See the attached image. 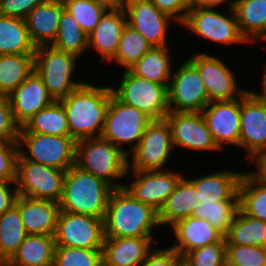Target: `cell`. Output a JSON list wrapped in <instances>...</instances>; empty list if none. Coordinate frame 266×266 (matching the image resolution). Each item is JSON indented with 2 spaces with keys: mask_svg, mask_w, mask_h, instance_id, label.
Wrapping results in <instances>:
<instances>
[{
  "mask_svg": "<svg viewBox=\"0 0 266 266\" xmlns=\"http://www.w3.org/2000/svg\"><path fill=\"white\" fill-rule=\"evenodd\" d=\"M112 94L111 86L84 82L59 100L67 115L70 137L75 141L101 137Z\"/></svg>",
  "mask_w": 266,
  "mask_h": 266,
  "instance_id": "obj_1",
  "label": "cell"
},
{
  "mask_svg": "<svg viewBox=\"0 0 266 266\" xmlns=\"http://www.w3.org/2000/svg\"><path fill=\"white\" fill-rule=\"evenodd\" d=\"M158 212L140 202L125 187L113 189L104 218L105 238L155 237L159 228Z\"/></svg>",
  "mask_w": 266,
  "mask_h": 266,
  "instance_id": "obj_2",
  "label": "cell"
},
{
  "mask_svg": "<svg viewBox=\"0 0 266 266\" xmlns=\"http://www.w3.org/2000/svg\"><path fill=\"white\" fill-rule=\"evenodd\" d=\"M113 188L78 166H71L65 174L60 211L105 218Z\"/></svg>",
  "mask_w": 266,
  "mask_h": 266,
  "instance_id": "obj_3",
  "label": "cell"
},
{
  "mask_svg": "<svg viewBox=\"0 0 266 266\" xmlns=\"http://www.w3.org/2000/svg\"><path fill=\"white\" fill-rule=\"evenodd\" d=\"M129 154L103 138L76 141L75 165L108 183L113 189L123 188L129 170Z\"/></svg>",
  "mask_w": 266,
  "mask_h": 266,
  "instance_id": "obj_4",
  "label": "cell"
},
{
  "mask_svg": "<svg viewBox=\"0 0 266 266\" xmlns=\"http://www.w3.org/2000/svg\"><path fill=\"white\" fill-rule=\"evenodd\" d=\"M17 143V160L34 161L64 171L75 165L76 141L70 136L28 132L22 126L19 127Z\"/></svg>",
  "mask_w": 266,
  "mask_h": 266,
  "instance_id": "obj_5",
  "label": "cell"
},
{
  "mask_svg": "<svg viewBox=\"0 0 266 266\" xmlns=\"http://www.w3.org/2000/svg\"><path fill=\"white\" fill-rule=\"evenodd\" d=\"M78 59L77 56L58 50L52 45L36 48L34 70L41 77L48 93L55 101L65 98L84 83V81L73 79Z\"/></svg>",
  "mask_w": 266,
  "mask_h": 266,
  "instance_id": "obj_6",
  "label": "cell"
},
{
  "mask_svg": "<svg viewBox=\"0 0 266 266\" xmlns=\"http://www.w3.org/2000/svg\"><path fill=\"white\" fill-rule=\"evenodd\" d=\"M152 121L153 119L143 111L122 103L112 93L101 138L110 141L130 155L138 146L144 130ZM126 144H129L130 151H127V148L124 149Z\"/></svg>",
  "mask_w": 266,
  "mask_h": 266,
  "instance_id": "obj_7",
  "label": "cell"
},
{
  "mask_svg": "<svg viewBox=\"0 0 266 266\" xmlns=\"http://www.w3.org/2000/svg\"><path fill=\"white\" fill-rule=\"evenodd\" d=\"M121 74L119 85L111 86L112 93L122 103L143 111L153 120L165 119L169 113L168 86L138 77L129 69Z\"/></svg>",
  "mask_w": 266,
  "mask_h": 266,
  "instance_id": "obj_8",
  "label": "cell"
},
{
  "mask_svg": "<svg viewBox=\"0 0 266 266\" xmlns=\"http://www.w3.org/2000/svg\"><path fill=\"white\" fill-rule=\"evenodd\" d=\"M228 14L214 8H203L190 5L185 21L180 25L197 35L202 40L215 42L218 45L235 46L248 44L238 28L237 16L234 9H228Z\"/></svg>",
  "mask_w": 266,
  "mask_h": 266,
  "instance_id": "obj_9",
  "label": "cell"
},
{
  "mask_svg": "<svg viewBox=\"0 0 266 266\" xmlns=\"http://www.w3.org/2000/svg\"><path fill=\"white\" fill-rule=\"evenodd\" d=\"M174 149L167 121L153 120L144 130L138 146L128 155V171L166 170Z\"/></svg>",
  "mask_w": 266,
  "mask_h": 266,
  "instance_id": "obj_10",
  "label": "cell"
},
{
  "mask_svg": "<svg viewBox=\"0 0 266 266\" xmlns=\"http://www.w3.org/2000/svg\"><path fill=\"white\" fill-rule=\"evenodd\" d=\"M66 171L29 160H17L18 195L59 203Z\"/></svg>",
  "mask_w": 266,
  "mask_h": 266,
  "instance_id": "obj_11",
  "label": "cell"
},
{
  "mask_svg": "<svg viewBox=\"0 0 266 266\" xmlns=\"http://www.w3.org/2000/svg\"><path fill=\"white\" fill-rule=\"evenodd\" d=\"M209 102L197 68L188 59L182 61L168 86L169 112H202Z\"/></svg>",
  "mask_w": 266,
  "mask_h": 266,
  "instance_id": "obj_12",
  "label": "cell"
},
{
  "mask_svg": "<svg viewBox=\"0 0 266 266\" xmlns=\"http://www.w3.org/2000/svg\"><path fill=\"white\" fill-rule=\"evenodd\" d=\"M187 59L197 68L210 102L238 99L248 91L239 88L232 68L217 55L201 52Z\"/></svg>",
  "mask_w": 266,
  "mask_h": 266,
  "instance_id": "obj_13",
  "label": "cell"
},
{
  "mask_svg": "<svg viewBox=\"0 0 266 266\" xmlns=\"http://www.w3.org/2000/svg\"><path fill=\"white\" fill-rule=\"evenodd\" d=\"M104 219L60 211L54 240L56 246L102 249Z\"/></svg>",
  "mask_w": 266,
  "mask_h": 266,
  "instance_id": "obj_14",
  "label": "cell"
},
{
  "mask_svg": "<svg viewBox=\"0 0 266 266\" xmlns=\"http://www.w3.org/2000/svg\"><path fill=\"white\" fill-rule=\"evenodd\" d=\"M165 120L170 127L175 148L197 152L222 151L213 139L201 112H169Z\"/></svg>",
  "mask_w": 266,
  "mask_h": 266,
  "instance_id": "obj_15",
  "label": "cell"
},
{
  "mask_svg": "<svg viewBox=\"0 0 266 266\" xmlns=\"http://www.w3.org/2000/svg\"><path fill=\"white\" fill-rule=\"evenodd\" d=\"M129 174L134 175V179L129 184L125 182V189L140 202L153 207L157 212L174 192L183 176L182 173L173 172L168 168L155 171H128L126 177Z\"/></svg>",
  "mask_w": 266,
  "mask_h": 266,
  "instance_id": "obj_16",
  "label": "cell"
},
{
  "mask_svg": "<svg viewBox=\"0 0 266 266\" xmlns=\"http://www.w3.org/2000/svg\"><path fill=\"white\" fill-rule=\"evenodd\" d=\"M124 11L127 25L141 33L153 46H168L169 15L161 12L150 0H126Z\"/></svg>",
  "mask_w": 266,
  "mask_h": 266,
  "instance_id": "obj_17",
  "label": "cell"
},
{
  "mask_svg": "<svg viewBox=\"0 0 266 266\" xmlns=\"http://www.w3.org/2000/svg\"><path fill=\"white\" fill-rule=\"evenodd\" d=\"M213 139L221 150L228 145L239 147L240 142V98L211 101L202 110ZM227 145V146H226Z\"/></svg>",
  "mask_w": 266,
  "mask_h": 266,
  "instance_id": "obj_18",
  "label": "cell"
},
{
  "mask_svg": "<svg viewBox=\"0 0 266 266\" xmlns=\"http://www.w3.org/2000/svg\"><path fill=\"white\" fill-rule=\"evenodd\" d=\"M246 158L266 148V101L249 90L240 98V142Z\"/></svg>",
  "mask_w": 266,
  "mask_h": 266,
  "instance_id": "obj_19",
  "label": "cell"
},
{
  "mask_svg": "<svg viewBox=\"0 0 266 266\" xmlns=\"http://www.w3.org/2000/svg\"><path fill=\"white\" fill-rule=\"evenodd\" d=\"M8 97L14 122L19 127L24 126L35 113L54 101L35 70Z\"/></svg>",
  "mask_w": 266,
  "mask_h": 266,
  "instance_id": "obj_20",
  "label": "cell"
},
{
  "mask_svg": "<svg viewBox=\"0 0 266 266\" xmlns=\"http://www.w3.org/2000/svg\"><path fill=\"white\" fill-rule=\"evenodd\" d=\"M14 206L19 210L28 234L54 236L59 203L18 195Z\"/></svg>",
  "mask_w": 266,
  "mask_h": 266,
  "instance_id": "obj_21",
  "label": "cell"
},
{
  "mask_svg": "<svg viewBox=\"0 0 266 266\" xmlns=\"http://www.w3.org/2000/svg\"><path fill=\"white\" fill-rule=\"evenodd\" d=\"M155 237L104 238L103 266H139L157 243ZM155 241V242H153Z\"/></svg>",
  "mask_w": 266,
  "mask_h": 266,
  "instance_id": "obj_22",
  "label": "cell"
},
{
  "mask_svg": "<svg viewBox=\"0 0 266 266\" xmlns=\"http://www.w3.org/2000/svg\"><path fill=\"white\" fill-rule=\"evenodd\" d=\"M126 25L124 9L107 10L88 35V51L96 50L100 54V63L110 62L118 49L119 40Z\"/></svg>",
  "mask_w": 266,
  "mask_h": 266,
  "instance_id": "obj_23",
  "label": "cell"
},
{
  "mask_svg": "<svg viewBox=\"0 0 266 266\" xmlns=\"http://www.w3.org/2000/svg\"><path fill=\"white\" fill-rule=\"evenodd\" d=\"M64 9L62 0H44L26 16V27L36 48L52 45L56 40Z\"/></svg>",
  "mask_w": 266,
  "mask_h": 266,
  "instance_id": "obj_24",
  "label": "cell"
},
{
  "mask_svg": "<svg viewBox=\"0 0 266 266\" xmlns=\"http://www.w3.org/2000/svg\"><path fill=\"white\" fill-rule=\"evenodd\" d=\"M175 244L170 246L181 256L186 252L205 245L219 242L224 235L213 227L207 220L189 216L178 220L171 226Z\"/></svg>",
  "mask_w": 266,
  "mask_h": 266,
  "instance_id": "obj_25",
  "label": "cell"
},
{
  "mask_svg": "<svg viewBox=\"0 0 266 266\" xmlns=\"http://www.w3.org/2000/svg\"><path fill=\"white\" fill-rule=\"evenodd\" d=\"M220 170L204 174L201 177L188 178L194 184L200 202L212 203L227 199H239L238 188L243 172L230 169Z\"/></svg>",
  "mask_w": 266,
  "mask_h": 266,
  "instance_id": "obj_26",
  "label": "cell"
},
{
  "mask_svg": "<svg viewBox=\"0 0 266 266\" xmlns=\"http://www.w3.org/2000/svg\"><path fill=\"white\" fill-rule=\"evenodd\" d=\"M184 176L158 212L160 227L165 225L170 227L178 220L192 216L194 209L200 203L194 184Z\"/></svg>",
  "mask_w": 266,
  "mask_h": 266,
  "instance_id": "obj_27",
  "label": "cell"
},
{
  "mask_svg": "<svg viewBox=\"0 0 266 266\" xmlns=\"http://www.w3.org/2000/svg\"><path fill=\"white\" fill-rule=\"evenodd\" d=\"M55 248L54 236L28 234L3 266H53Z\"/></svg>",
  "mask_w": 266,
  "mask_h": 266,
  "instance_id": "obj_28",
  "label": "cell"
},
{
  "mask_svg": "<svg viewBox=\"0 0 266 266\" xmlns=\"http://www.w3.org/2000/svg\"><path fill=\"white\" fill-rule=\"evenodd\" d=\"M238 28L248 43L266 41V0H237Z\"/></svg>",
  "mask_w": 266,
  "mask_h": 266,
  "instance_id": "obj_29",
  "label": "cell"
},
{
  "mask_svg": "<svg viewBox=\"0 0 266 266\" xmlns=\"http://www.w3.org/2000/svg\"><path fill=\"white\" fill-rule=\"evenodd\" d=\"M170 47H152L129 70L146 80L169 86L173 72Z\"/></svg>",
  "mask_w": 266,
  "mask_h": 266,
  "instance_id": "obj_30",
  "label": "cell"
},
{
  "mask_svg": "<svg viewBox=\"0 0 266 266\" xmlns=\"http://www.w3.org/2000/svg\"><path fill=\"white\" fill-rule=\"evenodd\" d=\"M25 19L0 15V55L35 54Z\"/></svg>",
  "mask_w": 266,
  "mask_h": 266,
  "instance_id": "obj_31",
  "label": "cell"
},
{
  "mask_svg": "<svg viewBox=\"0 0 266 266\" xmlns=\"http://www.w3.org/2000/svg\"><path fill=\"white\" fill-rule=\"evenodd\" d=\"M225 239L226 245L265 247L266 222L248 216L239 209Z\"/></svg>",
  "mask_w": 266,
  "mask_h": 266,
  "instance_id": "obj_32",
  "label": "cell"
},
{
  "mask_svg": "<svg viewBox=\"0 0 266 266\" xmlns=\"http://www.w3.org/2000/svg\"><path fill=\"white\" fill-rule=\"evenodd\" d=\"M34 70V54L0 55V94L9 95Z\"/></svg>",
  "mask_w": 266,
  "mask_h": 266,
  "instance_id": "obj_33",
  "label": "cell"
},
{
  "mask_svg": "<svg viewBox=\"0 0 266 266\" xmlns=\"http://www.w3.org/2000/svg\"><path fill=\"white\" fill-rule=\"evenodd\" d=\"M28 132L70 136L67 115L60 101H53L35 113L23 126Z\"/></svg>",
  "mask_w": 266,
  "mask_h": 266,
  "instance_id": "obj_34",
  "label": "cell"
},
{
  "mask_svg": "<svg viewBox=\"0 0 266 266\" xmlns=\"http://www.w3.org/2000/svg\"><path fill=\"white\" fill-rule=\"evenodd\" d=\"M27 235L19 210L15 206L0 215V266L14 255Z\"/></svg>",
  "mask_w": 266,
  "mask_h": 266,
  "instance_id": "obj_35",
  "label": "cell"
},
{
  "mask_svg": "<svg viewBox=\"0 0 266 266\" xmlns=\"http://www.w3.org/2000/svg\"><path fill=\"white\" fill-rule=\"evenodd\" d=\"M52 46L77 56L79 60L88 50V35L82 31L78 22L65 9L62 11L57 38Z\"/></svg>",
  "mask_w": 266,
  "mask_h": 266,
  "instance_id": "obj_36",
  "label": "cell"
},
{
  "mask_svg": "<svg viewBox=\"0 0 266 266\" xmlns=\"http://www.w3.org/2000/svg\"><path fill=\"white\" fill-rule=\"evenodd\" d=\"M239 210V199H227L215 202L202 203L194 209L192 216L207 220L224 236L229 231Z\"/></svg>",
  "mask_w": 266,
  "mask_h": 266,
  "instance_id": "obj_37",
  "label": "cell"
},
{
  "mask_svg": "<svg viewBox=\"0 0 266 266\" xmlns=\"http://www.w3.org/2000/svg\"><path fill=\"white\" fill-rule=\"evenodd\" d=\"M239 209L246 215L266 222V185L243 172L238 188Z\"/></svg>",
  "mask_w": 266,
  "mask_h": 266,
  "instance_id": "obj_38",
  "label": "cell"
},
{
  "mask_svg": "<svg viewBox=\"0 0 266 266\" xmlns=\"http://www.w3.org/2000/svg\"><path fill=\"white\" fill-rule=\"evenodd\" d=\"M152 47L141 33L126 25L120 37L118 49L110 61L127 70Z\"/></svg>",
  "mask_w": 266,
  "mask_h": 266,
  "instance_id": "obj_39",
  "label": "cell"
},
{
  "mask_svg": "<svg viewBox=\"0 0 266 266\" xmlns=\"http://www.w3.org/2000/svg\"><path fill=\"white\" fill-rule=\"evenodd\" d=\"M67 10L78 22L82 31L89 35L108 10L92 0H62Z\"/></svg>",
  "mask_w": 266,
  "mask_h": 266,
  "instance_id": "obj_40",
  "label": "cell"
},
{
  "mask_svg": "<svg viewBox=\"0 0 266 266\" xmlns=\"http://www.w3.org/2000/svg\"><path fill=\"white\" fill-rule=\"evenodd\" d=\"M53 266H103L102 249L56 246Z\"/></svg>",
  "mask_w": 266,
  "mask_h": 266,
  "instance_id": "obj_41",
  "label": "cell"
},
{
  "mask_svg": "<svg viewBox=\"0 0 266 266\" xmlns=\"http://www.w3.org/2000/svg\"><path fill=\"white\" fill-rule=\"evenodd\" d=\"M182 257L191 266H227L225 236L219 242L186 252Z\"/></svg>",
  "mask_w": 266,
  "mask_h": 266,
  "instance_id": "obj_42",
  "label": "cell"
},
{
  "mask_svg": "<svg viewBox=\"0 0 266 266\" xmlns=\"http://www.w3.org/2000/svg\"><path fill=\"white\" fill-rule=\"evenodd\" d=\"M227 266H265L266 247L226 245Z\"/></svg>",
  "mask_w": 266,
  "mask_h": 266,
  "instance_id": "obj_43",
  "label": "cell"
},
{
  "mask_svg": "<svg viewBox=\"0 0 266 266\" xmlns=\"http://www.w3.org/2000/svg\"><path fill=\"white\" fill-rule=\"evenodd\" d=\"M18 156L19 150L17 142L0 140V181H16Z\"/></svg>",
  "mask_w": 266,
  "mask_h": 266,
  "instance_id": "obj_44",
  "label": "cell"
},
{
  "mask_svg": "<svg viewBox=\"0 0 266 266\" xmlns=\"http://www.w3.org/2000/svg\"><path fill=\"white\" fill-rule=\"evenodd\" d=\"M19 126L14 122L7 95L0 94V140L17 142Z\"/></svg>",
  "mask_w": 266,
  "mask_h": 266,
  "instance_id": "obj_45",
  "label": "cell"
},
{
  "mask_svg": "<svg viewBox=\"0 0 266 266\" xmlns=\"http://www.w3.org/2000/svg\"><path fill=\"white\" fill-rule=\"evenodd\" d=\"M44 0H0V15L25 19Z\"/></svg>",
  "mask_w": 266,
  "mask_h": 266,
  "instance_id": "obj_46",
  "label": "cell"
},
{
  "mask_svg": "<svg viewBox=\"0 0 266 266\" xmlns=\"http://www.w3.org/2000/svg\"><path fill=\"white\" fill-rule=\"evenodd\" d=\"M161 12L169 15L175 23L181 25L190 9L191 0H150Z\"/></svg>",
  "mask_w": 266,
  "mask_h": 266,
  "instance_id": "obj_47",
  "label": "cell"
},
{
  "mask_svg": "<svg viewBox=\"0 0 266 266\" xmlns=\"http://www.w3.org/2000/svg\"><path fill=\"white\" fill-rule=\"evenodd\" d=\"M182 256L169 247L154 249L139 266H175Z\"/></svg>",
  "mask_w": 266,
  "mask_h": 266,
  "instance_id": "obj_48",
  "label": "cell"
},
{
  "mask_svg": "<svg viewBox=\"0 0 266 266\" xmlns=\"http://www.w3.org/2000/svg\"><path fill=\"white\" fill-rule=\"evenodd\" d=\"M248 162L255 165L257 169L244 172L259 184L266 185V148L254 152L248 157Z\"/></svg>",
  "mask_w": 266,
  "mask_h": 266,
  "instance_id": "obj_49",
  "label": "cell"
},
{
  "mask_svg": "<svg viewBox=\"0 0 266 266\" xmlns=\"http://www.w3.org/2000/svg\"><path fill=\"white\" fill-rule=\"evenodd\" d=\"M17 196L18 192L15 182L0 181V215L15 205Z\"/></svg>",
  "mask_w": 266,
  "mask_h": 266,
  "instance_id": "obj_50",
  "label": "cell"
},
{
  "mask_svg": "<svg viewBox=\"0 0 266 266\" xmlns=\"http://www.w3.org/2000/svg\"><path fill=\"white\" fill-rule=\"evenodd\" d=\"M236 2L237 0H191V5L216 9L217 7H220L226 3L228 5L227 9H234Z\"/></svg>",
  "mask_w": 266,
  "mask_h": 266,
  "instance_id": "obj_51",
  "label": "cell"
},
{
  "mask_svg": "<svg viewBox=\"0 0 266 266\" xmlns=\"http://www.w3.org/2000/svg\"><path fill=\"white\" fill-rule=\"evenodd\" d=\"M108 10L124 9L126 0H92Z\"/></svg>",
  "mask_w": 266,
  "mask_h": 266,
  "instance_id": "obj_52",
  "label": "cell"
},
{
  "mask_svg": "<svg viewBox=\"0 0 266 266\" xmlns=\"http://www.w3.org/2000/svg\"><path fill=\"white\" fill-rule=\"evenodd\" d=\"M263 66H265V67H263L264 68V71L262 72L263 74V76L261 75V81H259L260 83V85H261V87H260V92L258 91V93L255 91V89L254 90H250L249 89V91L255 96V97H257L258 99H260V100H263V101H266V63H265V65H263Z\"/></svg>",
  "mask_w": 266,
  "mask_h": 266,
  "instance_id": "obj_53",
  "label": "cell"
},
{
  "mask_svg": "<svg viewBox=\"0 0 266 266\" xmlns=\"http://www.w3.org/2000/svg\"><path fill=\"white\" fill-rule=\"evenodd\" d=\"M175 266H191L183 257H181Z\"/></svg>",
  "mask_w": 266,
  "mask_h": 266,
  "instance_id": "obj_54",
  "label": "cell"
}]
</instances>
